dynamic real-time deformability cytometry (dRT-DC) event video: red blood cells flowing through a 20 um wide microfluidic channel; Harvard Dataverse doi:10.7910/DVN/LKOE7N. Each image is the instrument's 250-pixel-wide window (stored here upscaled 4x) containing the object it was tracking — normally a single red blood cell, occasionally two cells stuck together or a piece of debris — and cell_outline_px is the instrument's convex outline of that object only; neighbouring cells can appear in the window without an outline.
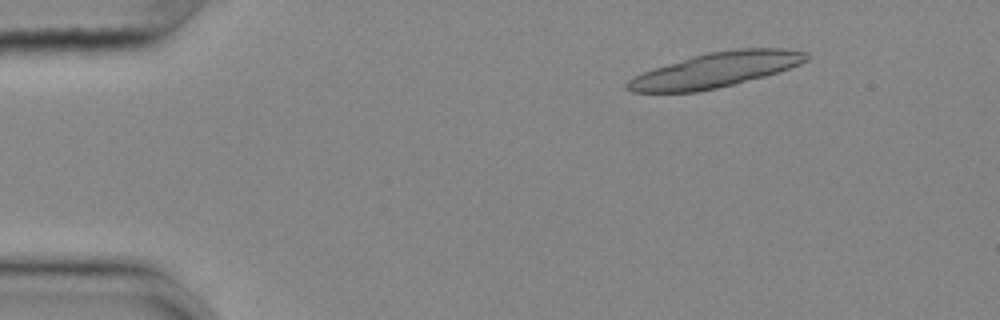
{"species": "common noctule bat (a hibernating species)", "species_latin": "Nyctalus noctula", "temperature_condition": "cold", "stored_images_in_passage": 20, "camera_frame_rate_fps": 3000, "um_per_image_px": 0.085, "animal": {"sex": "female", "body_mass_g": 25.1}, "frame": {"image": 1, "passage_image": 8, "time_ms": 2.333, "image_size_px": [1000, 320], "cell_outline_px": [[812, 56], [808, 60], [800, 64], [780, 72], [716, 88], [696, 92], [632, 92], [624, 88], [624, 84], [628, 80], [652, 68], [692, 56], [708, 52], [736, 48], [788, 48], [804, 52]], "centroid_in_image_um": [60.85, 5.93], "position_along_channel_um": 24.1, "area_um2": 36.41}}
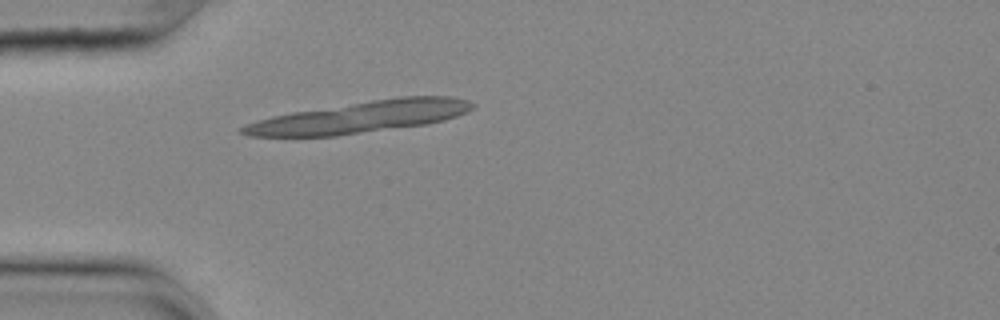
{"frame": {"image": 2, "passage_image": 16, "time_ms": 5.0, "image_size_px": [1000, 320], "cell_outline_px": [[476, 104], [468, 112], [444, 120], [428, 124], [336, 136], [248, 136], [236, 132], [236, 128], [244, 124], [256, 120], [272, 116], [292, 112], [372, 100], [400, 96], [452, 96], [468, 100]], "centroid_in_image_um": [30.59, 9.95], "position_along_channel_um": 54.4, "area_um2": 42.6}}